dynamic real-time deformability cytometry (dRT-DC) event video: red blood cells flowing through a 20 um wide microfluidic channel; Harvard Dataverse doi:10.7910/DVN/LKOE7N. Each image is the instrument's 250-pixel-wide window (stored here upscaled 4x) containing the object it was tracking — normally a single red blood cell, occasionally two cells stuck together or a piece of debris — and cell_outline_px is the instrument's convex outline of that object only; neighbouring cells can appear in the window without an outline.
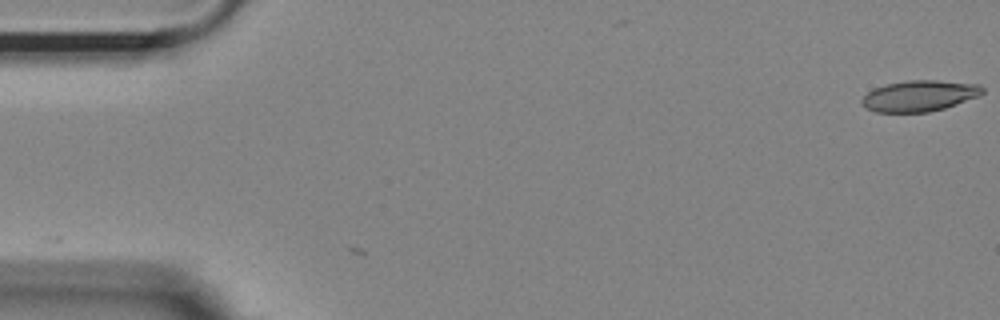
{"species": "Egyptian fruit bat (a non-hibernating species)", "species_latin": "Rousettus aegyptiacus", "temperature_condition": "room temperature", "stored_images_in_passage": 2, "camera_frame_rate_fps": 3000, "um_per_image_px": 0.085, "animal": {"sex": "female"}, "frame": {"image": 1, "passage_image": 2, "time_ms": 0.333, "image_size_px": [1000, 320], "cell_outline_px": [[984, 92], [980, 96], [944, 108], [928, 112], [876, 112], [860, 104], [860, 100], [872, 88], [888, 84], [908, 80], [936, 80], [980, 84], [984, 88]], "centroid_in_image_um": [78.16, 8.14], "position_along_channel_um": 6.8, "area_um2": 21.85}}